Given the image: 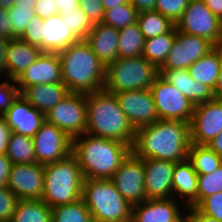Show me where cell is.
I'll use <instances>...</instances> for the list:
<instances>
[{
	"label": "cell",
	"mask_w": 222,
	"mask_h": 222,
	"mask_svg": "<svg viewBox=\"0 0 222 222\" xmlns=\"http://www.w3.org/2000/svg\"><path fill=\"white\" fill-rule=\"evenodd\" d=\"M190 123L157 120L136 130L132 153L141 159L181 162L188 159L191 147Z\"/></svg>",
	"instance_id": "1"
},
{
	"label": "cell",
	"mask_w": 222,
	"mask_h": 222,
	"mask_svg": "<svg viewBox=\"0 0 222 222\" xmlns=\"http://www.w3.org/2000/svg\"><path fill=\"white\" fill-rule=\"evenodd\" d=\"M131 152L128 144L88 133L72 139V154L84 179H110Z\"/></svg>",
	"instance_id": "2"
},
{
	"label": "cell",
	"mask_w": 222,
	"mask_h": 222,
	"mask_svg": "<svg viewBox=\"0 0 222 222\" xmlns=\"http://www.w3.org/2000/svg\"><path fill=\"white\" fill-rule=\"evenodd\" d=\"M58 55L62 81L69 92L89 94L104 88L106 67L86 40L71 44Z\"/></svg>",
	"instance_id": "3"
},
{
	"label": "cell",
	"mask_w": 222,
	"mask_h": 222,
	"mask_svg": "<svg viewBox=\"0 0 222 222\" xmlns=\"http://www.w3.org/2000/svg\"><path fill=\"white\" fill-rule=\"evenodd\" d=\"M86 133L114 139L132 147L136 130L119 106L116 95L102 89L86 94Z\"/></svg>",
	"instance_id": "4"
},
{
	"label": "cell",
	"mask_w": 222,
	"mask_h": 222,
	"mask_svg": "<svg viewBox=\"0 0 222 222\" xmlns=\"http://www.w3.org/2000/svg\"><path fill=\"white\" fill-rule=\"evenodd\" d=\"M84 177L76 157L71 153L57 162L44 165L42 201L51 209L82 197Z\"/></svg>",
	"instance_id": "5"
},
{
	"label": "cell",
	"mask_w": 222,
	"mask_h": 222,
	"mask_svg": "<svg viewBox=\"0 0 222 222\" xmlns=\"http://www.w3.org/2000/svg\"><path fill=\"white\" fill-rule=\"evenodd\" d=\"M81 198L93 222H122L131 218L132 206L109 179H84Z\"/></svg>",
	"instance_id": "6"
},
{
	"label": "cell",
	"mask_w": 222,
	"mask_h": 222,
	"mask_svg": "<svg viewBox=\"0 0 222 222\" xmlns=\"http://www.w3.org/2000/svg\"><path fill=\"white\" fill-rule=\"evenodd\" d=\"M159 75V68L143 56L118 58L106 66L103 89L113 94L150 89Z\"/></svg>",
	"instance_id": "7"
},
{
	"label": "cell",
	"mask_w": 222,
	"mask_h": 222,
	"mask_svg": "<svg viewBox=\"0 0 222 222\" xmlns=\"http://www.w3.org/2000/svg\"><path fill=\"white\" fill-rule=\"evenodd\" d=\"M86 118V94L71 92L45 114L48 123L60 128L71 139L86 133Z\"/></svg>",
	"instance_id": "8"
},
{
	"label": "cell",
	"mask_w": 222,
	"mask_h": 222,
	"mask_svg": "<svg viewBox=\"0 0 222 222\" xmlns=\"http://www.w3.org/2000/svg\"><path fill=\"white\" fill-rule=\"evenodd\" d=\"M176 28L180 32L205 38L214 46H222V20L207 8L204 0H189Z\"/></svg>",
	"instance_id": "9"
},
{
	"label": "cell",
	"mask_w": 222,
	"mask_h": 222,
	"mask_svg": "<svg viewBox=\"0 0 222 222\" xmlns=\"http://www.w3.org/2000/svg\"><path fill=\"white\" fill-rule=\"evenodd\" d=\"M159 120H181L190 123L194 104L160 75L150 87Z\"/></svg>",
	"instance_id": "10"
},
{
	"label": "cell",
	"mask_w": 222,
	"mask_h": 222,
	"mask_svg": "<svg viewBox=\"0 0 222 222\" xmlns=\"http://www.w3.org/2000/svg\"><path fill=\"white\" fill-rule=\"evenodd\" d=\"M109 180L131 206L147 200L144 159L136 157L132 152Z\"/></svg>",
	"instance_id": "11"
},
{
	"label": "cell",
	"mask_w": 222,
	"mask_h": 222,
	"mask_svg": "<svg viewBox=\"0 0 222 222\" xmlns=\"http://www.w3.org/2000/svg\"><path fill=\"white\" fill-rule=\"evenodd\" d=\"M32 140L36 162L39 164L46 165L57 162L72 153V139L60 128L46 120Z\"/></svg>",
	"instance_id": "12"
},
{
	"label": "cell",
	"mask_w": 222,
	"mask_h": 222,
	"mask_svg": "<svg viewBox=\"0 0 222 222\" xmlns=\"http://www.w3.org/2000/svg\"><path fill=\"white\" fill-rule=\"evenodd\" d=\"M214 47L207 39L180 32L176 28L174 44L159 70L188 69Z\"/></svg>",
	"instance_id": "13"
},
{
	"label": "cell",
	"mask_w": 222,
	"mask_h": 222,
	"mask_svg": "<svg viewBox=\"0 0 222 222\" xmlns=\"http://www.w3.org/2000/svg\"><path fill=\"white\" fill-rule=\"evenodd\" d=\"M222 131V99L195 105L190 121L191 143L208 145Z\"/></svg>",
	"instance_id": "14"
},
{
	"label": "cell",
	"mask_w": 222,
	"mask_h": 222,
	"mask_svg": "<svg viewBox=\"0 0 222 222\" xmlns=\"http://www.w3.org/2000/svg\"><path fill=\"white\" fill-rule=\"evenodd\" d=\"M7 187L19 200H41L44 188V165L12 164Z\"/></svg>",
	"instance_id": "15"
},
{
	"label": "cell",
	"mask_w": 222,
	"mask_h": 222,
	"mask_svg": "<svg viewBox=\"0 0 222 222\" xmlns=\"http://www.w3.org/2000/svg\"><path fill=\"white\" fill-rule=\"evenodd\" d=\"M115 95L121 110L135 130L159 120L150 89L122 91Z\"/></svg>",
	"instance_id": "16"
},
{
	"label": "cell",
	"mask_w": 222,
	"mask_h": 222,
	"mask_svg": "<svg viewBox=\"0 0 222 222\" xmlns=\"http://www.w3.org/2000/svg\"><path fill=\"white\" fill-rule=\"evenodd\" d=\"M146 199L175 198L172 179L175 163L167 160L144 159Z\"/></svg>",
	"instance_id": "17"
},
{
	"label": "cell",
	"mask_w": 222,
	"mask_h": 222,
	"mask_svg": "<svg viewBox=\"0 0 222 222\" xmlns=\"http://www.w3.org/2000/svg\"><path fill=\"white\" fill-rule=\"evenodd\" d=\"M15 81L20 92L32 85L63 82L58 53L43 52Z\"/></svg>",
	"instance_id": "18"
},
{
	"label": "cell",
	"mask_w": 222,
	"mask_h": 222,
	"mask_svg": "<svg viewBox=\"0 0 222 222\" xmlns=\"http://www.w3.org/2000/svg\"><path fill=\"white\" fill-rule=\"evenodd\" d=\"M177 201L172 198L147 199L132 206L131 217L135 222H180L184 215Z\"/></svg>",
	"instance_id": "19"
},
{
	"label": "cell",
	"mask_w": 222,
	"mask_h": 222,
	"mask_svg": "<svg viewBox=\"0 0 222 222\" xmlns=\"http://www.w3.org/2000/svg\"><path fill=\"white\" fill-rule=\"evenodd\" d=\"M11 131L33 137L45 121V114L32 107L21 95L3 115Z\"/></svg>",
	"instance_id": "20"
},
{
	"label": "cell",
	"mask_w": 222,
	"mask_h": 222,
	"mask_svg": "<svg viewBox=\"0 0 222 222\" xmlns=\"http://www.w3.org/2000/svg\"><path fill=\"white\" fill-rule=\"evenodd\" d=\"M160 76L178 89L195 105L215 99L214 90L195 81L188 69L159 70Z\"/></svg>",
	"instance_id": "21"
},
{
	"label": "cell",
	"mask_w": 222,
	"mask_h": 222,
	"mask_svg": "<svg viewBox=\"0 0 222 222\" xmlns=\"http://www.w3.org/2000/svg\"><path fill=\"white\" fill-rule=\"evenodd\" d=\"M85 40L105 67L118 59V29L103 22L95 23Z\"/></svg>",
	"instance_id": "22"
},
{
	"label": "cell",
	"mask_w": 222,
	"mask_h": 222,
	"mask_svg": "<svg viewBox=\"0 0 222 222\" xmlns=\"http://www.w3.org/2000/svg\"><path fill=\"white\" fill-rule=\"evenodd\" d=\"M42 53L39 46L29 44L20 38H13L7 50L4 76L16 80Z\"/></svg>",
	"instance_id": "23"
},
{
	"label": "cell",
	"mask_w": 222,
	"mask_h": 222,
	"mask_svg": "<svg viewBox=\"0 0 222 222\" xmlns=\"http://www.w3.org/2000/svg\"><path fill=\"white\" fill-rule=\"evenodd\" d=\"M43 52L58 53L80 39L63 23L61 15L55 14L43 20Z\"/></svg>",
	"instance_id": "24"
},
{
	"label": "cell",
	"mask_w": 222,
	"mask_h": 222,
	"mask_svg": "<svg viewBox=\"0 0 222 222\" xmlns=\"http://www.w3.org/2000/svg\"><path fill=\"white\" fill-rule=\"evenodd\" d=\"M69 91L63 82L32 85L24 88L20 95L35 109L46 114L63 100Z\"/></svg>",
	"instance_id": "25"
},
{
	"label": "cell",
	"mask_w": 222,
	"mask_h": 222,
	"mask_svg": "<svg viewBox=\"0 0 222 222\" xmlns=\"http://www.w3.org/2000/svg\"><path fill=\"white\" fill-rule=\"evenodd\" d=\"M198 174L192 163L186 159L175 163L172 179L173 195L178 199H185L186 207L197 206ZM181 198H180V197Z\"/></svg>",
	"instance_id": "26"
},
{
	"label": "cell",
	"mask_w": 222,
	"mask_h": 222,
	"mask_svg": "<svg viewBox=\"0 0 222 222\" xmlns=\"http://www.w3.org/2000/svg\"><path fill=\"white\" fill-rule=\"evenodd\" d=\"M222 65V46H215L206 55L195 61L188 71L190 76L200 84L216 87Z\"/></svg>",
	"instance_id": "27"
},
{
	"label": "cell",
	"mask_w": 222,
	"mask_h": 222,
	"mask_svg": "<svg viewBox=\"0 0 222 222\" xmlns=\"http://www.w3.org/2000/svg\"><path fill=\"white\" fill-rule=\"evenodd\" d=\"M176 37V26L168 33L145 39L143 57L160 68L166 61Z\"/></svg>",
	"instance_id": "28"
},
{
	"label": "cell",
	"mask_w": 222,
	"mask_h": 222,
	"mask_svg": "<svg viewBox=\"0 0 222 222\" xmlns=\"http://www.w3.org/2000/svg\"><path fill=\"white\" fill-rule=\"evenodd\" d=\"M10 222H53L52 210L42 200H19Z\"/></svg>",
	"instance_id": "29"
},
{
	"label": "cell",
	"mask_w": 222,
	"mask_h": 222,
	"mask_svg": "<svg viewBox=\"0 0 222 222\" xmlns=\"http://www.w3.org/2000/svg\"><path fill=\"white\" fill-rule=\"evenodd\" d=\"M145 38L138 23L119 30L118 58H131L143 55Z\"/></svg>",
	"instance_id": "30"
},
{
	"label": "cell",
	"mask_w": 222,
	"mask_h": 222,
	"mask_svg": "<svg viewBox=\"0 0 222 222\" xmlns=\"http://www.w3.org/2000/svg\"><path fill=\"white\" fill-rule=\"evenodd\" d=\"M188 160L198 175L212 173L222 166V157L207 145L191 144Z\"/></svg>",
	"instance_id": "31"
},
{
	"label": "cell",
	"mask_w": 222,
	"mask_h": 222,
	"mask_svg": "<svg viewBox=\"0 0 222 222\" xmlns=\"http://www.w3.org/2000/svg\"><path fill=\"white\" fill-rule=\"evenodd\" d=\"M6 157L12 164H31L36 162L32 137L11 132Z\"/></svg>",
	"instance_id": "32"
},
{
	"label": "cell",
	"mask_w": 222,
	"mask_h": 222,
	"mask_svg": "<svg viewBox=\"0 0 222 222\" xmlns=\"http://www.w3.org/2000/svg\"><path fill=\"white\" fill-rule=\"evenodd\" d=\"M137 23L145 39L170 32L176 25L156 10L138 13Z\"/></svg>",
	"instance_id": "33"
},
{
	"label": "cell",
	"mask_w": 222,
	"mask_h": 222,
	"mask_svg": "<svg viewBox=\"0 0 222 222\" xmlns=\"http://www.w3.org/2000/svg\"><path fill=\"white\" fill-rule=\"evenodd\" d=\"M51 210L53 222H93L91 212L82 198Z\"/></svg>",
	"instance_id": "34"
},
{
	"label": "cell",
	"mask_w": 222,
	"mask_h": 222,
	"mask_svg": "<svg viewBox=\"0 0 222 222\" xmlns=\"http://www.w3.org/2000/svg\"><path fill=\"white\" fill-rule=\"evenodd\" d=\"M138 10L128 1L126 4L105 10L103 23L122 29L137 22Z\"/></svg>",
	"instance_id": "35"
},
{
	"label": "cell",
	"mask_w": 222,
	"mask_h": 222,
	"mask_svg": "<svg viewBox=\"0 0 222 222\" xmlns=\"http://www.w3.org/2000/svg\"><path fill=\"white\" fill-rule=\"evenodd\" d=\"M61 17L63 23L66 24L80 40H85L94 25L80 6L75 8L74 11H70L67 16Z\"/></svg>",
	"instance_id": "36"
},
{
	"label": "cell",
	"mask_w": 222,
	"mask_h": 222,
	"mask_svg": "<svg viewBox=\"0 0 222 222\" xmlns=\"http://www.w3.org/2000/svg\"><path fill=\"white\" fill-rule=\"evenodd\" d=\"M222 192V166L209 174L198 175L197 205L207 196Z\"/></svg>",
	"instance_id": "37"
},
{
	"label": "cell",
	"mask_w": 222,
	"mask_h": 222,
	"mask_svg": "<svg viewBox=\"0 0 222 222\" xmlns=\"http://www.w3.org/2000/svg\"><path fill=\"white\" fill-rule=\"evenodd\" d=\"M8 15L13 38H20L32 17L35 16V10L30 7L12 6L8 10Z\"/></svg>",
	"instance_id": "38"
},
{
	"label": "cell",
	"mask_w": 222,
	"mask_h": 222,
	"mask_svg": "<svg viewBox=\"0 0 222 222\" xmlns=\"http://www.w3.org/2000/svg\"><path fill=\"white\" fill-rule=\"evenodd\" d=\"M189 0H156L154 10L169 18L175 25L182 18Z\"/></svg>",
	"instance_id": "39"
},
{
	"label": "cell",
	"mask_w": 222,
	"mask_h": 222,
	"mask_svg": "<svg viewBox=\"0 0 222 222\" xmlns=\"http://www.w3.org/2000/svg\"><path fill=\"white\" fill-rule=\"evenodd\" d=\"M18 201V197L7 186L0 188V222L11 221Z\"/></svg>",
	"instance_id": "40"
},
{
	"label": "cell",
	"mask_w": 222,
	"mask_h": 222,
	"mask_svg": "<svg viewBox=\"0 0 222 222\" xmlns=\"http://www.w3.org/2000/svg\"><path fill=\"white\" fill-rule=\"evenodd\" d=\"M0 85V115H4L20 95V90L14 79Z\"/></svg>",
	"instance_id": "41"
},
{
	"label": "cell",
	"mask_w": 222,
	"mask_h": 222,
	"mask_svg": "<svg viewBox=\"0 0 222 222\" xmlns=\"http://www.w3.org/2000/svg\"><path fill=\"white\" fill-rule=\"evenodd\" d=\"M195 208L222 222V192L205 197Z\"/></svg>",
	"instance_id": "42"
},
{
	"label": "cell",
	"mask_w": 222,
	"mask_h": 222,
	"mask_svg": "<svg viewBox=\"0 0 222 222\" xmlns=\"http://www.w3.org/2000/svg\"><path fill=\"white\" fill-rule=\"evenodd\" d=\"M43 24V19L35 15L28 23L27 28L20 39L26 41L29 44L40 46L43 43Z\"/></svg>",
	"instance_id": "43"
},
{
	"label": "cell",
	"mask_w": 222,
	"mask_h": 222,
	"mask_svg": "<svg viewBox=\"0 0 222 222\" xmlns=\"http://www.w3.org/2000/svg\"><path fill=\"white\" fill-rule=\"evenodd\" d=\"M80 7L93 24L103 21L105 11L102 0H80Z\"/></svg>",
	"instance_id": "44"
},
{
	"label": "cell",
	"mask_w": 222,
	"mask_h": 222,
	"mask_svg": "<svg viewBox=\"0 0 222 222\" xmlns=\"http://www.w3.org/2000/svg\"><path fill=\"white\" fill-rule=\"evenodd\" d=\"M56 0H37L34 5L35 15L41 19H47L58 14L56 10Z\"/></svg>",
	"instance_id": "45"
},
{
	"label": "cell",
	"mask_w": 222,
	"mask_h": 222,
	"mask_svg": "<svg viewBox=\"0 0 222 222\" xmlns=\"http://www.w3.org/2000/svg\"><path fill=\"white\" fill-rule=\"evenodd\" d=\"M184 209H188L187 215L184 216L185 222H220L214 217L201 213L195 207L188 206Z\"/></svg>",
	"instance_id": "46"
},
{
	"label": "cell",
	"mask_w": 222,
	"mask_h": 222,
	"mask_svg": "<svg viewBox=\"0 0 222 222\" xmlns=\"http://www.w3.org/2000/svg\"><path fill=\"white\" fill-rule=\"evenodd\" d=\"M11 132L5 117L0 115V154H6Z\"/></svg>",
	"instance_id": "47"
},
{
	"label": "cell",
	"mask_w": 222,
	"mask_h": 222,
	"mask_svg": "<svg viewBox=\"0 0 222 222\" xmlns=\"http://www.w3.org/2000/svg\"><path fill=\"white\" fill-rule=\"evenodd\" d=\"M0 37L9 40L13 39L8 10L2 8H0Z\"/></svg>",
	"instance_id": "48"
},
{
	"label": "cell",
	"mask_w": 222,
	"mask_h": 222,
	"mask_svg": "<svg viewBox=\"0 0 222 222\" xmlns=\"http://www.w3.org/2000/svg\"><path fill=\"white\" fill-rule=\"evenodd\" d=\"M56 10L59 15L67 16L70 11L80 6V0H56Z\"/></svg>",
	"instance_id": "49"
},
{
	"label": "cell",
	"mask_w": 222,
	"mask_h": 222,
	"mask_svg": "<svg viewBox=\"0 0 222 222\" xmlns=\"http://www.w3.org/2000/svg\"><path fill=\"white\" fill-rule=\"evenodd\" d=\"M11 166L12 163L6 154H0V188L7 186Z\"/></svg>",
	"instance_id": "50"
},
{
	"label": "cell",
	"mask_w": 222,
	"mask_h": 222,
	"mask_svg": "<svg viewBox=\"0 0 222 222\" xmlns=\"http://www.w3.org/2000/svg\"><path fill=\"white\" fill-rule=\"evenodd\" d=\"M10 40L0 37V73H6V55Z\"/></svg>",
	"instance_id": "51"
},
{
	"label": "cell",
	"mask_w": 222,
	"mask_h": 222,
	"mask_svg": "<svg viewBox=\"0 0 222 222\" xmlns=\"http://www.w3.org/2000/svg\"><path fill=\"white\" fill-rule=\"evenodd\" d=\"M138 12L154 10L156 0H129Z\"/></svg>",
	"instance_id": "52"
},
{
	"label": "cell",
	"mask_w": 222,
	"mask_h": 222,
	"mask_svg": "<svg viewBox=\"0 0 222 222\" xmlns=\"http://www.w3.org/2000/svg\"><path fill=\"white\" fill-rule=\"evenodd\" d=\"M207 8L222 20V0H204Z\"/></svg>",
	"instance_id": "53"
},
{
	"label": "cell",
	"mask_w": 222,
	"mask_h": 222,
	"mask_svg": "<svg viewBox=\"0 0 222 222\" xmlns=\"http://www.w3.org/2000/svg\"><path fill=\"white\" fill-rule=\"evenodd\" d=\"M207 146L222 157V131Z\"/></svg>",
	"instance_id": "54"
},
{
	"label": "cell",
	"mask_w": 222,
	"mask_h": 222,
	"mask_svg": "<svg viewBox=\"0 0 222 222\" xmlns=\"http://www.w3.org/2000/svg\"><path fill=\"white\" fill-rule=\"evenodd\" d=\"M129 0H102V5L105 10H110L113 9L117 6L124 5L128 2Z\"/></svg>",
	"instance_id": "55"
},
{
	"label": "cell",
	"mask_w": 222,
	"mask_h": 222,
	"mask_svg": "<svg viewBox=\"0 0 222 222\" xmlns=\"http://www.w3.org/2000/svg\"><path fill=\"white\" fill-rule=\"evenodd\" d=\"M215 99H222V65L218 75V80L216 83V87L214 89Z\"/></svg>",
	"instance_id": "56"
},
{
	"label": "cell",
	"mask_w": 222,
	"mask_h": 222,
	"mask_svg": "<svg viewBox=\"0 0 222 222\" xmlns=\"http://www.w3.org/2000/svg\"><path fill=\"white\" fill-rule=\"evenodd\" d=\"M36 1L37 0H16L13 3V6H24V7L34 8Z\"/></svg>",
	"instance_id": "57"
},
{
	"label": "cell",
	"mask_w": 222,
	"mask_h": 222,
	"mask_svg": "<svg viewBox=\"0 0 222 222\" xmlns=\"http://www.w3.org/2000/svg\"><path fill=\"white\" fill-rule=\"evenodd\" d=\"M16 0H0V8L9 10Z\"/></svg>",
	"instance_id": "58"
},
{
	"label": "cell",
	"mask_w": 222,
	"mask_h": 222,
	"mask_svg": "<svg viewBox=\"0 0 222 222\" xmlns=\"http://www.w3.org/2000/svg\"><path fill=\"white\" fill-rule=\"evenodd\" d=\"M122 222H135V221H134L133 218L131 217L130 219L125 220V221H122Z\"/></svg>",
	"instance_id": "59"
}]
</instances>
